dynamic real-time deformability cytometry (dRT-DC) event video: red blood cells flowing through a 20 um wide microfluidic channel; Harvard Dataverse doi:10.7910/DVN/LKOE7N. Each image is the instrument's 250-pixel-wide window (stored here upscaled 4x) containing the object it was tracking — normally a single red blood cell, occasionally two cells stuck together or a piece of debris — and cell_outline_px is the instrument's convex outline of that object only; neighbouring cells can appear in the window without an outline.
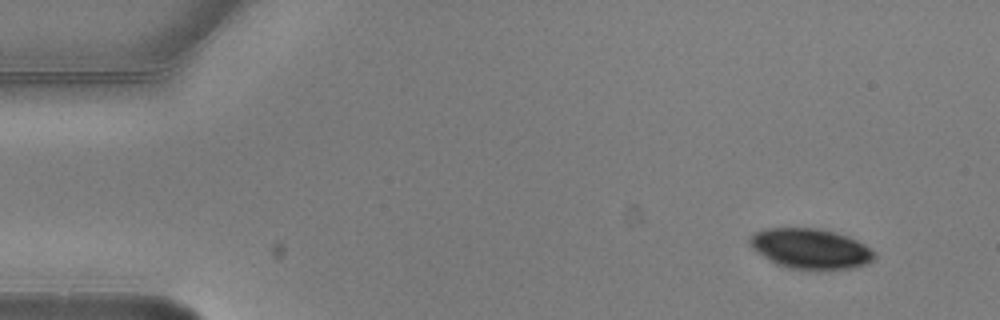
{"species": "common noctule bat (a hibernating species)", "species_latin": "Nyctalus noctula", "temperature_condition": "warm", "stored_images_in_passage": 4, "camera_frame_rate_fps": 3000, "um_per_image_px": 0.085, "animal": {"sex": "male", "body_mass_g": 20.5, "forearm_length_mm": 52.5}, "frame": {"image": 1, "passage_image": 1, "time_ms": 0.0, "image_size_px": [1000, 320], "cell_outline_px": [[876, 256], [868, 264], [852, 268], [788, 268], [776, 264], [768, 260], [756, 252], [752, 248], [748, 240], [748, 236], [764, 228], [820, 228], [836, 232], [848, 236], [864, 244], [876, 252]], "centroid_in_image_um": [68.87, 21.11], "position_along_channel_um": 16.1, "area_um2": 29.19}}